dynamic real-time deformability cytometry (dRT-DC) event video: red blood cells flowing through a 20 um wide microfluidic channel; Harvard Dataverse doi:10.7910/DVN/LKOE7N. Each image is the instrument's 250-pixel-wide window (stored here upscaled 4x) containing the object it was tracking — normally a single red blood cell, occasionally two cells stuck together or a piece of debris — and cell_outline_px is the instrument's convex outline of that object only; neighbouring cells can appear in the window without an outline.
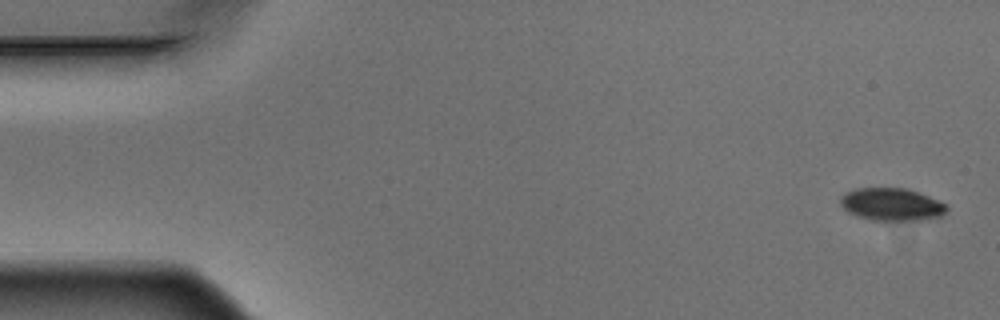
{"species": "Egyptian fruit bat (a non-hibernating species)", "species_latin": "Rousettus aegyptiacus", "temperature_condition": "warm", "stored_images_in_passage": 4, "camera_frame_rate_fps": 3000, "um_per_image_px": 0.085, "animal": {"sex": "male"}, "frame": {"image": 1, "passage_image": 1, "time_ms": 0.0, "image_size_px": [1000, 320], "cell_outline_px": [[948, 212], [940, 216], [924, 220], [872, 220], [848, 212], [840, 204], [840, 196], [844, 192], [856, 188], [908, 188], [928, 196], [944, 204], [948, 208]], "centroid_in_image_um": [75.78, 17.36], "position_along_channel_um": 9.2, "area_um2": 20.17}}
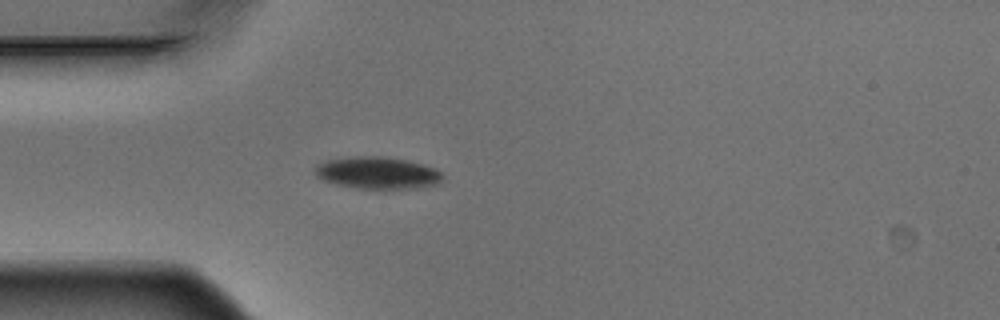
{"frame": {"image": 2, "passage_image": 4, "time_ms": 1.0, "image_size_px": [1000, 320], "cell_outline_px": [[444, 176], [436, 184], [416, 188], [356, 188], [336, 184], [324, 180], [316, 176], [316, 164], [328, 160], [356, 156], [384, 156], [408, 160], [424, 164], [440, 172]], "centroid_in_image_um": [32.08, 14.68], "position_along_channel_um": 52.9, "area_um2": 23.58}}